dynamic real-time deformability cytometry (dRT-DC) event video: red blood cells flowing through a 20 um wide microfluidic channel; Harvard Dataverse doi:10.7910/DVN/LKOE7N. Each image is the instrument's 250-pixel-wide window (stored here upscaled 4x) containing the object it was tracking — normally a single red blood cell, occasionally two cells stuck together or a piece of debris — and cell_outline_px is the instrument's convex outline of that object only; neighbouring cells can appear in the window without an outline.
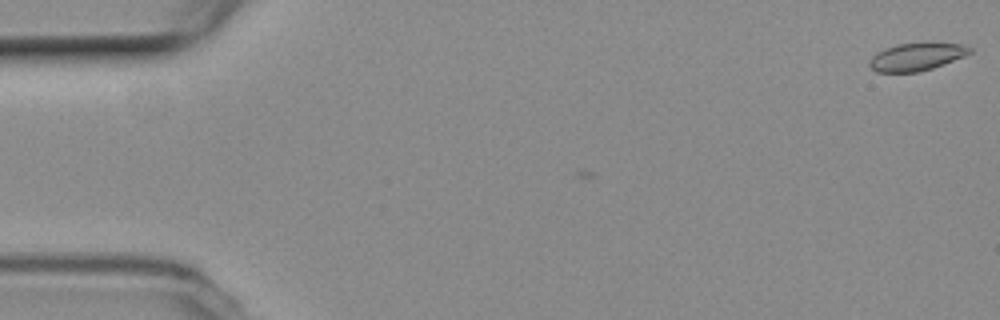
{"species": "common noctule bat (a hibernating species)", "species_latin": "Nyctalus noctula", "temperature_condition": "room temperature", "stored_images_in_passage": 3, "camera_frame_rate_fps": 3000, "um_per_image_px": 0.085, "animal": {"sex": "female", "body_mass_g": 19.3, "forearm_length_mm": 54.1}, "frame": {"image": 1, "passage_image": 3, "time_ms": 0.667, "image_size_px": [1000, 320], "cell_outline_px": [[972, 52], [964, 56], [944, 64], [932, 68], [916, 72], [876, 72], [868, 64], [872, 56], [876, 52], [884, 48], [900, 44], [924, 40], [960, 44], [972, 48]], "centroid_in_image_um": [77.92, 4.78], "position_along_channel_um": 7.1, "area_um2": 16.65}}